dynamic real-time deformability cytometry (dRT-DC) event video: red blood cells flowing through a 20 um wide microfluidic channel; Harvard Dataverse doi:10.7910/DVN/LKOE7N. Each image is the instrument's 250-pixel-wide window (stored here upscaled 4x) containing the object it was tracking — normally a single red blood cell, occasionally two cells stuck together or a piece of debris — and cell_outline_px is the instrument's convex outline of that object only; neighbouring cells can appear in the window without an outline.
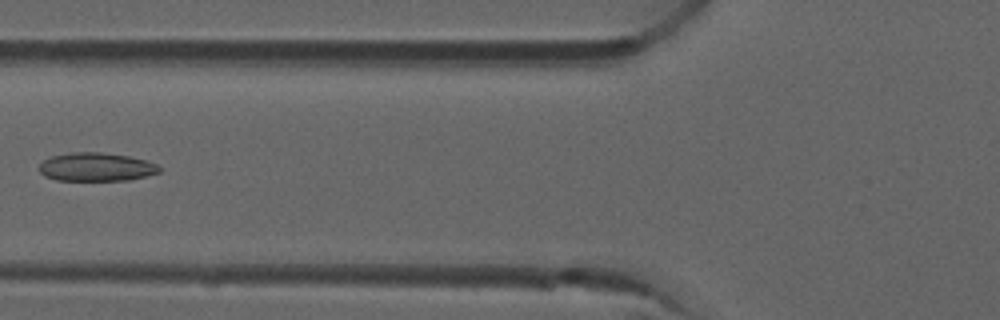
{"species": "common noctule bat (a hibernating species)", "species_latin": "Nyctalus noctula", "temperature_condition": "room temperature", "stored_images_in_passage": 6, "camera_frame_rate_fps": 3000, "um_per_image_px": 0.085, "animal": {"sex": "male", "forearm_length_mm": 52.5}, "frame": {"image": 1, "passage_image": 5, "time_ms": 1.333, "image_size_px": [1000, 320], "cell_outline_px": [[160, 172], [132, 180], [56, 180], [44, 176], [36, 168], [44, 160], [52, 156], [72, 152], [100, 152], [128, 156], [144, 160], [156, 164], [160, 168]], "centroid_in_image_um": [8.15, 14.2], "position_along_channel_um": 117.7, "area_um2": 19.94}}
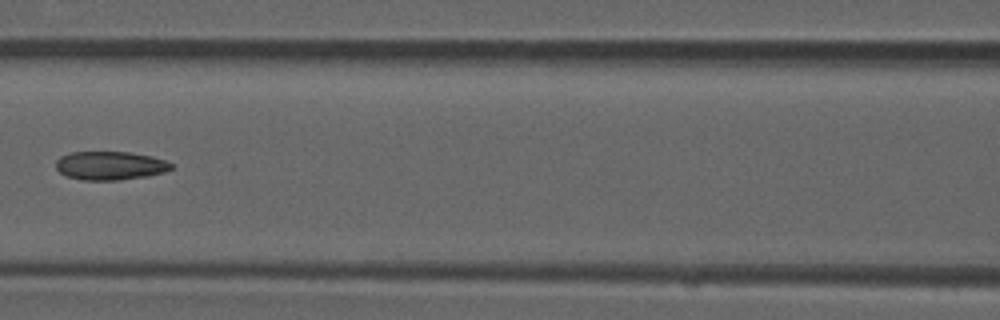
{"frame": {"image": 2, "passage_image": 6, "time_ms": 1.667, "image_size_px": [1000, 320], "cell_outline_px": [[172, 168], [164, 172], [148, 176], [120, 180], [84, 180], [68, 176], [60, 172], [56, 168], [56, 160], [60, 156], [72, 152], [128, 152], [152, 156], [164, 160], [172, 164]], "centroid_in_image_um": [9.36, 14.08], "position_along_channel_um": 157.2, "area_um2": 19.13}}